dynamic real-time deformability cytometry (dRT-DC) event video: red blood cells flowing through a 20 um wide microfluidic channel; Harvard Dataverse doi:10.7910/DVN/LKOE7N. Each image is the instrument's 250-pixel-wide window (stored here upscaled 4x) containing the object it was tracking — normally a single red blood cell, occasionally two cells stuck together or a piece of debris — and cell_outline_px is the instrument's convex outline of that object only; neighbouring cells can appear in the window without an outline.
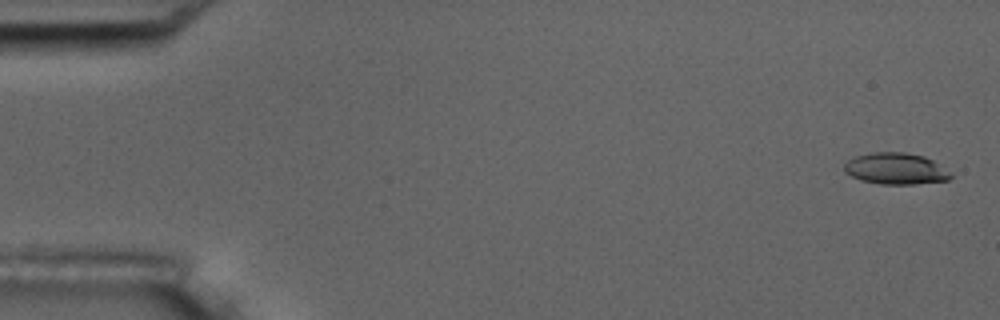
{"species": "common noctule bat (a hibernating species)", "species_latin": "Nyctalus noctula", "temperature_condition": "room temperature", "stored_images_in_passage": 9, "camera_frame_rate_fps": 3000, "um_per_image_px": 0.085, "animal": {"sex": "male", "body_mass_g": 17.5, "forearm_length_mm": 52.3}, "frame": {"image": 1, "passage_image": 1, "time_ms": 0.0, "image_size_px": [1000, 320], "cell_outline_px": [[952, 176], [948, 180], [916, 184], [880, 184], [860, 180], [844, 172], [844, 164], [852, 156], [872, 152], [904, 152], [924, 156], [932, 160]], "centroid_in_image_um": [76.06, 14.33], "position_along_channel_um": 8.9, "area_um2": 19.42}}
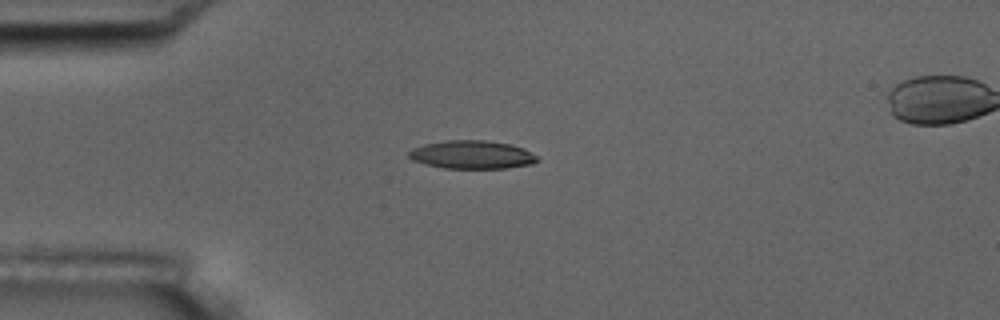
{"frame": {"image": 2, "passage_image": 4, "time_ms": 4.333, "image_size_px": [1000, 320], "cell_outline_px": [[540, 160], [532, 164], [504, 168], [444, 168], [412, 160], [408, 156], [408, 152], [412, 148], [424, 144], [444, 140], [484, 140], [512, 144], [524, 148], [540, 156]], "centroid_in_image_um": [40.17, 13.14], "position_along_channel_um": 44.8, "area_um2": 21.33}}
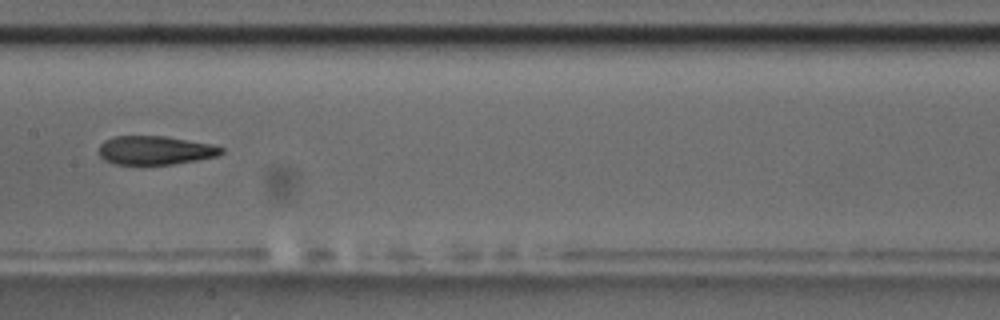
{"frame": {"image": 3, "passage_image": 8, "time_ms": 9.0, "image_size_px": [1000, 320], "cell_outline_px": [[224, 152], [216, 156], [196, 160], [172, 164], [112, 164], [104, 160], [100, 156], [100, 144], [104, 140], [116, 136], [164, 136], [212, 144], [224, 148]], "centroid_in_image_um": [13.18, 12.77], "position_along_channel_um": 194.2, "area_um2": 20.4}}